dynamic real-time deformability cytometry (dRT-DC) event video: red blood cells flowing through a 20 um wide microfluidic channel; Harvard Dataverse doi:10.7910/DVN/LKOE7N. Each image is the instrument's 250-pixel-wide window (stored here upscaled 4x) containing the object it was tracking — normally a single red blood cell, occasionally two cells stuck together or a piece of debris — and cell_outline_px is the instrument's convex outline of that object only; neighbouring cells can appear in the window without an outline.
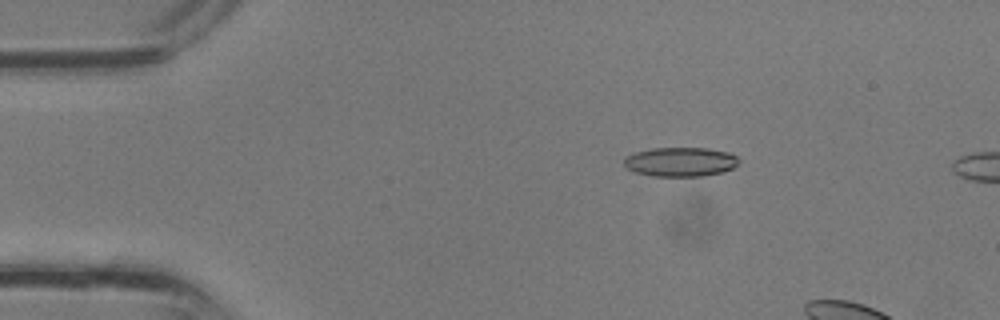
{"species": "common noctule bat (a hibernating species)", "species_latin": "Nyctalus noctula", "temperature_condition": "room temperature", "stored_images_in_passage": 8, "camera_frame_rate_fps": 3000, "um_per_image_px": 0.085, "animal": {"sex": "male", "body_mass_g": 13.3}, "frame": {"image": 1, "passage_image": 5, "time_ms": 1.333, "image_size_px": [1000, 320], "cell_outline_px": [[740, 164], [724, 172], [704, 176], [652, 176], [636, 172], [628, 168], [624, 164], [624, 156], [636, 152], [652, 148], [708, 148], [728, 152], [736, 156], [740, 160]], "centroid_in_image_um": [57.87, 13.76], "position_along_channel_um": 27.1, "area_um2": 19.71}}